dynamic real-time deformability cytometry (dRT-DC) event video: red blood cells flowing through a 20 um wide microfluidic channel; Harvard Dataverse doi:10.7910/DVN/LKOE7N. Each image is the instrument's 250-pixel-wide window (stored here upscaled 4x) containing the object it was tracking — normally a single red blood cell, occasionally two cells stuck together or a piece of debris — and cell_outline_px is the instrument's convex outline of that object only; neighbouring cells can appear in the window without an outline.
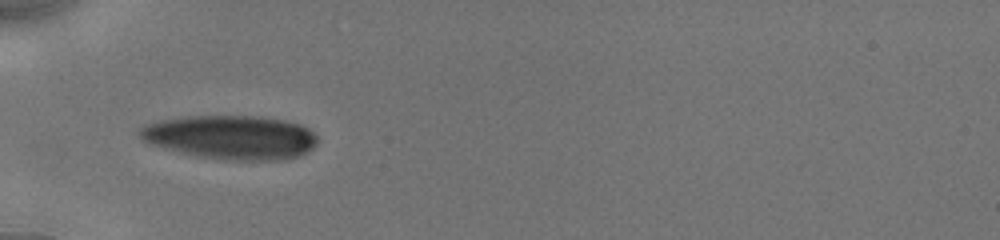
{"species": "human", "species_latin": "Homo sapiens", "temperature_condition": "cold", "stored_images_in_passage": 20, "camera_frame_rate_fps": 3000, "um_per_image_px": 0.085, "donor": {"sex": "male"}, "frame": {"image": 1, "passage_image": 1, "time_ms": 0.0, "image_size_px": [1000, 240], "cell_outline_px": [[316, 144], [308, 152], [300, 156], [284, 160], [224, 160], [196, 156], [148, 144], [140, 140], [136, 132], [144, 124], [160, 120], [188, 116], [260, 116], [284, 120], [300, 124], [308, 128], [316, 136]], "centroid_in_image_um": [19.58, 11.67], "position_along_channel_um": 65.4, "area_um2": 46.01}}
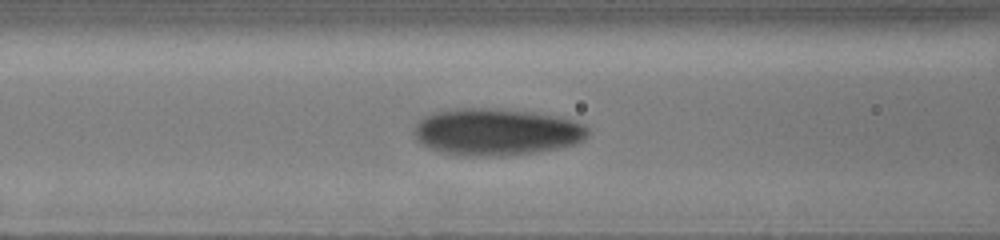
{"frame": {"image": 2, "passage_image": 12, "time_ms": 1.667, "image_size_px": [1000, 240], "cell_outline_px": [[588, 136], [584, 140], [576, 144], [560, 148], [536, 152], [504, 156], [468, 156], [440, 152], [428, 148], [416, 140], [412, 132], [416, 124], [424, 116], [436, 112], [460, 108], [496, 108], [528, 112], [556, 116], [576, 120], [584, 124], [588, 128]], "centroid_in_image_um": [42.2, 11.22], "position_along_channel_um": 124.4, "area_um2": 47.92}}
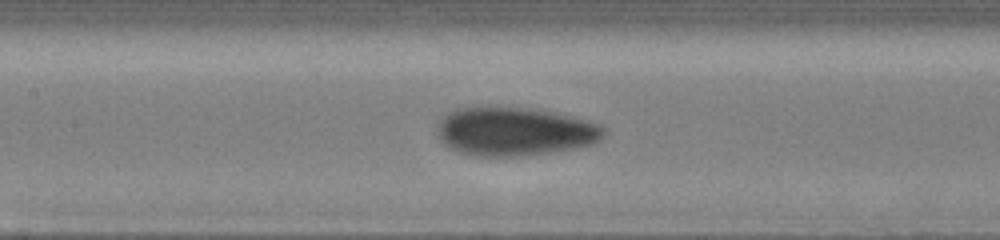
{"frame": {"image": 3, "passage_image": 19, "time_ms": 2.667, "image_size_px": [1000, 240], "cell_outline_px": [[604, 136], [600, 140], [592, 144], [576, 148], [520, 156], [472, 156], [456, 152], [448, 148], [440, 140], [440, 120], [448, 112], [456, 108], [488, 104], [540, 108], [588, 120], [600, 124], [604, 128]], "centroid_in_image_um": [43.74, 11.13], "position_along_channel_um": 163.7, "area_um2": 48.32}}